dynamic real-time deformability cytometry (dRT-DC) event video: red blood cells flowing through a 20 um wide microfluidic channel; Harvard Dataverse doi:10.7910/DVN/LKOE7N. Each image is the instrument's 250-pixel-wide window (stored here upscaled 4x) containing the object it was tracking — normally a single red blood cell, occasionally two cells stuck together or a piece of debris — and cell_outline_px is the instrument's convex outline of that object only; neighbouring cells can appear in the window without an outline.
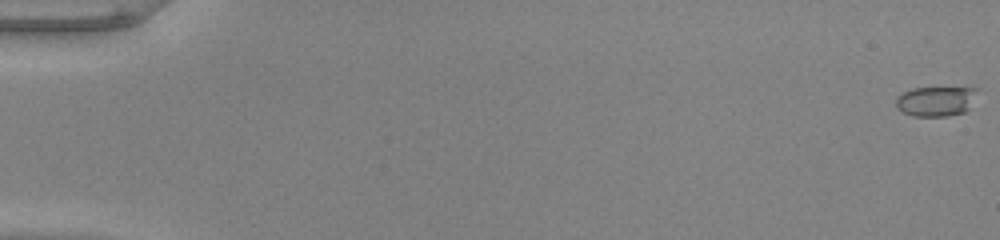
{"species": "common noctule bat (a hibernating species)", "species_latin": "Nyctalus noctula", "temperature_condition": "warm", "stored_images_in_passage": 54, "camera_frame_rate_fps": 3000, "um_per_image_px": 0.085, "animal": {"sex": "male", "body_mass_g": 20.0, "forearm_length_mm": 53.3}, "frame": {"image": 1, "passage_image": 1, "time_ms": 0.0, "image_size_px": [1000, 240], "cell_outline_px": [[980, 88], [968, 108], [964, 112], [948, 116], [912, 116], [896, 108], [896, 96], [912, 88]], "centroid_in_image_um": [79.53, 8.6], "position_along_channel_um": 5.5, "area_um2": 14.1}}
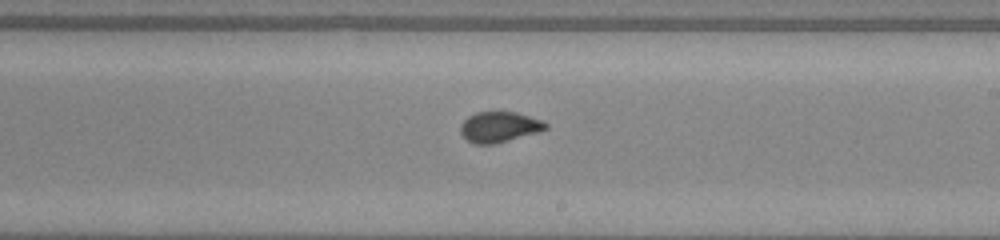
{"frame": {"image": 2, "passage_image": 33, "time_ms": 10.667, "image_size_px": [1000, 240], "cell_outline_px": [[548, 128], [540, 132], [492, 144], [476, 144], [468, 140], [460, 132], [460, 124], [468, 116], [476, 112], [516, 112], [544, 120], [548, 124]], "centroid_in_image_um": [42.47, 10.78], "position_along_channel_um": 246.5, "area_um2": 15.2}}
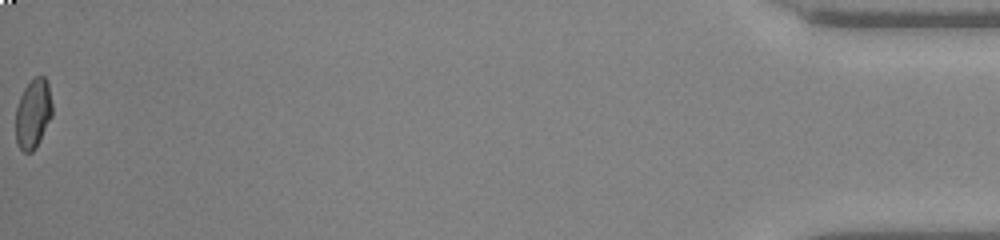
{"frame": {"image": 3, "passage_image": 54, "time_ms": 17.667, "image_size_px": [1000, 240], "cell_outline_px": [[52, 116], [36, 148], [32, 152], [24, 152], [16, 144], [16, 108], [20, 96], [24, 88], [32, 76], [44, 76], [48, 84], [52, 104]], "centroid_in_image_um": [2.81, 9.65], "position_along_channel_um": 432.4, "area_um2": 14.97}}